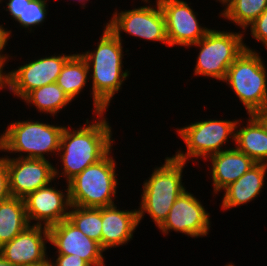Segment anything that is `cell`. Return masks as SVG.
I'll return each mask as SVG.
<instances>
[{"instance_id": "9a60e30c", "label": "cell", "mask_w": 267, "mask_h": 266, "mask_svg": "<svg viewBox=\"0 0 267 266\" xmlns=\"http://www.w3.org/2000/svg\"><path fill=\"white\" fill-rule=\"evenodd\" d=\"M51 185L52 183L41 187L23 198L29 223L36 221L33 225L50 227L68 219L71 206L68 183L64 190L66 192Z\"/></svg>"}, {"instance_id": "8d00e7d4", "label": "cell", "mask_w": 267, "mask_h": 266, "mask_svg": "<svg viewBox=\"0 0 267 266\" xmlns=\"http://www.w3.org/2000/svg\"><path fill=\"white\" fill-rule=\"evenodd\" d=\"M40 266H51V264H50V261H48V262H46L45 264L40 265Z\"/></svg>"}, {"instance_id": "e0dca14e", "label": "cell", "mask_w": 267, "mask_h": 266, "mask_svg": "<svg viewBox=\"0 0 267 266\" xmlns=\"http://www.w3.org/2000/svg\"><path fill=\"white\" fill-rule=\"evenodd\" d=\"M102 248L106 251L112 247L128 244L133 238L138 221V210H120L116 204L101 208Z\"/></svg>"}, {"instance_id": "4fadbf2b", "label": "cell", "mask_w": 267, "mask_h": 266, "mask_svg": "<svg viewBox=\"0 0 267 266\" xmlns=\"http://www.w3.org/2000/svg\"><path fill=\"white\" fill-rule=\"evenodd\" d=\"M7 157L9 192L13 197L25 198L29 193L52 181L55 173L53 163L47 159Z\"/></svg>"}, {"instance_id": "f546056e", "label": "cell", "mask_w": 267, "mask_h": 266, "mask_svg": "<svg viewBox=\"0 0 267 266\" xmlns=\"http://www.w3.org/2000/svg\"><path fill=\"white\" fill-rule=\"evenodd\" d=\"M12 31L7 30V28L3 27V24H0V63L6 64L8 62L10 56L5 53L3 54L4 49H6V45H8L7 41L10 39Z\"/></svg>"}, {"instance_id": "4dcf8cb0", "label": "cell", "mask_w": 267, "mask_h": 266, "mask_svg": "<svg viewBox=\"0 0 267 266\" xmlns=\"http://www.w3.org/2000/svg\"><path fill=\"white\" fill-rule=\"evenodd\" d=\"M6 2V9L4 7V10L8 11L9 14H11V18L13 20H17L19 17H23V9H24V0H7Z\"/></svg>"}, {"instance_id": "603a6c76", "label": "cell", "mask_w": 267, "mask_h": 266, "mask_svg": "<svg viewBox=\"0 0 267 266\" xmlns=\"http://www.w3.org/2000/svg\"><path fill=\"white\" fill-rule=\"evenodd\" d=\"M22 100L27 105H34L40 113H49L51 116H55L72 102L57 83L36 88L30 91Z\"/></svg>"}, {"instance_id": "2e32d148", "label": "cell", "mask_w": 267, "mask_h": 266, "mask_svg": "<svg viewBox=\"0 0 267 266\" xmlns=\"http://www.w3.org/2000/svg\"><path fill=\"white\" fill-rule=\"evenodd\" d=\"M47 242L48 227L32 224L0 247V254L17 266H40L49 261Z\"/></svg>"}, {"instance_id": "9c48e42d", "label": "cell", "mask_w": 267, "mask_h": 266, "mask_svg": "<svg viewBox=\"0 0 267 266\" xmlns=\"http://www.w3.org/2000/svg\"><path fill=\"white\" fill-rule=\"evenodd\" d=\"M117 11L113 12L111 20L104 25L119 40L123 42L121 33L125 32L139 39L159 41L169 46L165 19L158 0L154 6L150 3L132 10Z\"/></svg>"}, {"instance_id": "5bb4252c", "label": "cell", "mask_w": 267, "mask_h": 266, "mask_svg": "<svg viewBox=\"0 0 267 266\" xmlns=\"http://www.w3.org/2000/svg\"><path fill=\"white\" fill-rule=\"evenodd\" d=\"M49 243L58 254L76 255L90 266H105L100 243L86 236L68 219L48 227Z\"/></svg>"}, {"instance_id": "1f68e13d", "label": "cell", "mask_w": 267, "mask_h": 266, "mask_svg": "<svg viewBox=\"0 0 267 266\" xmlns=\"http://www.w3.org/2000/svg\"><path fill=\"white\" fill-rule=\"evenodd\" d=\"M3 67H5V64L0 63V90L6 89V71L3 70Z\"/></svg>"}, {"instance_id": "f1b7e54d", "label": "cell", "mask_w": 267, "mask_h": 266, "mask_svg": "<svg viewBox=\"0 0 267 266\" xmlns=\"http://www.w3.org/2000/svg\"><path fill=\"white\" fill-rule=\"evenodd\" d=\"M56 256L57 258L54 261L49 257L51 266H90L82 258L76 257V255L57 254Z\"/></svg>"}, {"instance_id": "ba28073f", "label": "cell", "mask_w": 267, "mask_h": 266, "mask_svg": "<svg viewBox=\"0 0 267 266\" xmlns=\"http://www.w3.org/2000/svg\"><path fill=\"white\" fill-rule=\"evenodd\" d=\"M236 122L235 119H208L176 128L187 150L184 152L179 149L173 157L185 163L192 158L198 161L204 157L207 161L210 156L223 151L222 146L226 145L229 139L234 142Z\"/></svg>"}, {"instance_id": "74e56055", "label": "cell", "mask_w": 267, "mask_h": 266, "mask_svg": "<svg viewBox=\"0 0 267 266\" xmlns=\"http://www.w3.org/2000/svg\"><path fill=\"white\" fill-rule=\"evenodd\" d=\"M143 2H145V4H149L151 1L150 0H142Z\"/></svg>"}, {"instance_id": "cb8c5ba5", "label": "cell", "mask_w": 267, "mask_h": 266, "mask_svg": "<svg viewBox=\"0 0 267 266\" xmlns=\"http://www.w3.org/2000/svg\"><path fill=\"white\" fill-rule=\"evenodd\" d=\"M266 8L267 0H232L219 15L246 31Z\"/></svg>"}, {"instance_id": "5b68a950", "label": "cell", "mask_w": 267, "mask_h": 266, "mask_svg": "<svg viewBox=\"0 0 267 266\" xmlns=\"http://www.w3.org/2000/svg\"><path fill=\"white\" fill-rule=\"evenodd\" d=\"M64 128L31 119L9 123L0 134V151L18 153V158L46 159V153L58 154Z\"/></svg>"}, {"instance_id": "4316f807", "label": "cell", "mask_w": 267, "mask_h": 266, "mask_svg": "<svg viewBox=\"0 0 267 266\" xmlns=\"http://www.w3.org/2000/svg\"><path fill=\"white\" fill-rule=\"evenodd\" d=\"M249 26L253 38L260 43L262 42L267 50V8Z\"/></svg>"}, {"instance_id": "d6986e66", "label": "cell", "mask_w": 267, "mask_h": 266, "mask_svg": "<svg viewBox=\"0 0 267 266\" xmlns=\"http://www.w3.org/2000/svg\"><path fill=\"white\" fill-rule=\"evenodd\" d=\"M267 164L256 163L238 180L226 187L222 197V210H229L254 201L264 188Z\"/></svg>"}, {"instance_id": "6da1fadb", "label": "cell", "mask_w": 267, "mask_h": 266, "mask_svg": "<svg viewBox=\"0 0 267 266\" xmlns=\"http://www.w3.org/2000/svg\"><path fill=\"white\" fill-rule=\"evenodd\" d=\"M104 114H95L94 122L87 119L84 126L79 125L76 130L65 126L58 151L63 170L60 174V170L54 167L55 178L66 177L68 183L86 167L97 163L112 150L114 144L112 127Z\"/></svg>"}, {"instance_id": "30bf717a", "label": "cell", "mask_w": 267, "mask_h": 266, "mask_svg": "<svg viewBox=\"0 0 267 266\" xmlns=\"http://www.w3.org/2000/svg\"><path fill=\"white\" fill-rule=\"evenodd\" d=\"M73 54L52 55L24 63L16 70L6 71V89L23 99L30 91L56 83L65 62Z\"/></svg>"}, {"instance_id": "d6a6232c", "label": "cell", "mask_w": 267, "mask_h": 266, "mask_svg": "<svg viewBox=\"0 0 267 266\" xmlns=\"http://www.w3.org/2000/svg\"><path fill=\"white\" fill-rule=\"evenodd\" d=\"M267 126V106L257 114Z\"/></svg>"}, {"instance_id": "836d02e7", "label": "cell", "mask_w": 267, "mask_h": 266, "mask_svg": "<svg viewBox=\"0 0 267 266\" xmlns=\"http://www.w3.org/2000/svg\"><path fill=\"white\" fill-rule=\"evenodd\" d=\"M0 266H17L12 264L11 262L7 261L1 254H0Z\"/></svg>"}, {"instance_id": "ac0fdd59", "label": "cell", "mask_w": 267, "mask_h": 266, "mask_svg": "<svg viewBox=\"0 0 267 266\" xmlns=\"http://www.w3.org/2000/svg\"><path fill=\"white\" fill-rule=\"evenodd\" d=\"M223 151L215 153L207 160L211 162V172L213 193L219 194L231 183L238 180L244 173H246L253 165L256 164L250 157L243 152L237 150L235 147L227 149L224 147ZM210 159V160H209Z\"/></svg>"}, {"instance_id": "7a4b0ae2", "label": "cell", "mask_w": 267, "mask_h": 266, "mask_svg": "<svg viewBox=\"0 0 267 266\" xmlns=\"http://www.w3.org/2000/svg\"><path fill=\"white\" fill-rule=\"evenodd\" d=\"M97 48L80 54L87 62L92 74L93 113H105L110 102L129 77L128 70H123L122 41L104 25ZM92 68V69H91Z\"/></svg>"}, {"instance_id": "ffe728a7", "label": "cell", "mask_w": 267, "mask_h": 266, "mask_svg": "<svg viewBox=\"0 0 267 266\" xmlns=\"http://www.w3.org/2000/svg\"><path fill=\"white\" fill-rule=\"evenodd\" d=\"M247 120L243 127L237 120L234 146L254 162L267 164V126L257 114H250Z\"/></svg>"}, {"instance_id": "e575fe53", "label": "cell", "mask_w": 267, "mask_h": 266, "mask_svg": "<svg viewBox=\"0 0 267 266\" xmlns=\"http://www.w3.org/2000/svg\"><path fill=\"white\" fill-rule=\"evenodd\" d=\"M219 1L225 8L232 0H217Z\"/></svg>"}, {"instance_id": "44dd1931", "label": "cell", "mask_w": 267, "mask_h": 266, "mask_svg": "<svg viewBox=\"0 0 267 266\" xmlns=\"http://www.w3.org/2000/svg\"><path fill=\"white\" fill-rule=\"evenodd\" d=\"M29 225L23 198L10 196L0 203V247Z\"/></svg>"}, {"instance_id": "7402d4cb", "label": "cell", "mask_w": 267, "mask_h": 266, "mask_svg": "<svg viewBox=\"0 0 267 266\" xmlns=\"http://www.w3.org/2000/svg\"><path fill=\"white\" fill-rule=\"evenodd\" d=\"M89 74L86 60L80 53L73 54L63 65L56 83L74 100L86 86Z\"/></svg>"}, {"instance_id": "52a82bcc", "label": "cell", "mask_w": 267, "mask_h": 266, "mask_svg": "<svg viewBox=\"0 0 267 266\" xmlns=\"http://www.w3.org/2000/svg\"><path fill=\"white\" fill-rule=\"evenodd\" d=\"M243 38L240 31L227 32L210 28L202 39L190 45L200 49L194 75L223 82L228 68L245 49Z\"/></svg>"}, {"instance_id": "83f0119b", "label": "cell", "mask_w": 267, "mask_h": 266, "mask_svg": "<svg viewBox=\"0 0 267 266\" xmlns=\"http://www.w3.org/2000/svg\"><path fill=\"white\" fill-rule=\"evenodd\" d=\"M7 157H0V203L10 197Z\"/></svg>"}, {"instance_id": "3957f363", "label": "cell", "mask_w": 267, "mask_h": 266, "mask_svg": "<svg viewBox=\"0 0 267 266\" xmlns=\"http://www.w3.org/2000/svg\"><path fill=\"white\" fill-rule=\"evenodd\" d=\"M185 162L173 156L166 157L165 162L154 168L153 173L143 182V192L139 203L138 221L147 213L157 228L166 220L168 213L177 198L186 190L182 183Z\"/></svg>"}, {"instance_id": "7c38bea8", "label": "cell", "mask_w": 267, "mask_h": 266, "mask_svg": "<svg viewBox=\"0 0 267 266\" xmlns=\"http://www.w3.org/2000/svg\"><path fill=\"white\" fill-rule=\"evenodd\" d=\"M164 15L168 44L190 47L210 30L201 26L197 12L184 0H158Z\"/></svg>"}, {"instance_id": "484cf974", "label": "cell", "mask_w": 267, "mask_h": 266, "mask_svg": "<svg viewBox=\"0 0 267 266\" xmlns=\"http://www.w3.org/2000/svg\"><path fill=\"white\" fill-rule=\"evenodd\" d=\"M48 0H24L23 17H19L16 21L22 28H27L30 32L32 27L39 26L45 21L48 14ZM30 28V29H29Z\"/></svg>"}, {"instance_id": "8992f818", "label": "cell", "mask_w": 267, "mask_h": 266, "mask_svg": "<svg viewBox=\"0 0 267 266\" xmlns=\"http://www.w3.org/2000/svg\"><path fill=\"white\" fill-rule=\"evenodd\" d=\"M245 49L228 68L223 82L239 98L247 114H258L267 106V68L258 52Z\"/></svg>"}, {"instance_id": "d4e9b609", "label": "cell", "mask_w": 267, "mask_h": 266, "mask_svg": "<svg viewBox=\"0 0 267 266\" xmlns=\"http://www.w3.org/2000/svg\"><path fill=\"white\" fill-rule=\"evenodd\" d=\"M68 220L86 236L100 243L102 247L101 208H85L71 205Z\"/></svg>"}, {"instance_id": "d590c367", "label": "cell", "mask_w": 267, "mask_h": 266, "mask_svg": "<svg viewBox=\"0 0 267 266\" xmlns=\"http://www.w3.org/2000/svg\"><path fill=\"white\" fill-rule=\"evenodd\" d=\"M78 2H80L81 3V5H83L82 6V8L84 9L85 8V6L84 5H86L85 3H86V1H89V0H77Z\"/></svg>"}, {"instance_id": "277c9868", "label": "cell", "mask_w": 267, "mask_h": 266, "mask_svg": "<svg viewBox=\"0 0 267 266\" xmlns=\"http://www.w3.org/2000/svg\"><path fill=\"white\" fill-rule=\"evenodd\" d=\"M110 154L111 151L68 182L71 205L85 208L114 205L119 183L116 160Z\"/></svg>"}, {"instance_id": "8fae6325", "label": "cell", "mask_w": 267, "mask_h": 266, "mask_svg": "<svg viewBox=\"0 0 267 266\" xmlns=\"http://www.w3.org/2000/svg\"><path fill=\"white\" fill-rule=\"evenodd\" d=\"M210 223V214L201 201L185 190L173 203L166 220L158 229L167 235L175 231L188 237L199 238L207 237Z\"/></svg>"}]
</instances>
